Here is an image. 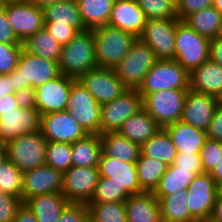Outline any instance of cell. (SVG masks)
Segmentation results:
<instances>
[{"label":"cell","mask_w":222,"mask_h":222,"mask_svg":"<svg viewBox=\"0 0 222 222\" xmlns=\"http://www.w3.org/2000/svg\"><path fill=\"white\" fill-rule=\"evenodd\" d=\"M60 74L78 79L83 73L97 68L93 29L79 31L63 45L58 62Z\"/></svg>","instance_id":"6da1fadb"},{"label":"cell","mask_w":222,"mask_h":222,"mask_svg":"<svg viewBox=\"0 0 222 222\" xmlns=\"http://www.w3.org/2000/svg\"><path fill=\"white\" fill-rule=\"evenodd\" d=\"M97 67L114 69L127 55L136 37L109 25L93 29Z\"/></svg>","instance_id":"7a4b0ae2"},{"label":"cell","mask_w":222,"mask_h":222,"mask_svg":"<svg viewBox=\"0 0 222 222\" xmlns=\"http://www.w3.org/2000/svg\"><path fill=\"white\" fill-rule=\"evenodd\" d=\"M13 89L37 88L60 75L59 65L22 50L17 67L10 73Z\"/></svg>","instance_id":"3957f363"},{"label":"cell","mask_w":222,"mask_h":222,"mask_svg":"<svg viewBox=\"0 0 222 222\" xmlns=\"http://www.w3.org/2000/svg\"><path fill=\"white\" fill-rule=\"evenodd\" d=\"M169 89H190V73L175 60H158L137 90L140 95H148Z\"/></svg>","instance_id":"277c9868"},{"label":"cell","mask_w":222,"mask_h":222,"mask_svg":"<svg viewBox=\"0 0 222 222\" xmlns=\"http://www.w3.org/2000/svg\"><path fill=\"white\" fill-rule=\"evenodd\" d=\"M157 61L154 51L137 38L114 71L128 89H138L147 72Z\"/></svg>","instance_id":"5b68a950"},{"label":"cell","mask_w":222,"mask_h":222,"mask_svg":"<svg viewBox=\"0 0 222 222\" xmlns=\"http://www.w3.org/2000/svg\"><path fill=\"white\" fill-rule=\"evenodd\" d=\"M209 44L210 39L179 21L176 25L174 60L190 73L209 59Z\"/></svg>","instance_id":"8992f818"},{"label":"cell","mask_w":222,"mask_h":222,"mask_svg":"<svg viewBox=\"0 0 222 222\" xmlns=\"http://www.w3.org/2000/svg\"><path fill=\"white\" fill-rule=\"evenodd\" d=\"M188 90L169 89L142 96L143 109L164 128L181 121Z\"/></svg>","instance_id":"52a82bcc"},{"label":"cell","mask_w":222,"mask_h":222,"mask_svg":"<svg viewBox=\"0 0 222 222\" xmlns=\"http://www.w3.org/2000/svg\"><path fill=\"white\" fill-rule=\"evenodd\" d=\"M47 142L40 130L23 134L5 144L7 159L22 172L43 166Z\"/></svg>","instance_id":"ba28073f"},{"label":"cell","mask_w":222,"mask_h":222,"mask_svg":"<svg viewBox=\"0 0 222 222\" xmlns=\"http://www.w3.org/2000/svg\"><path fill=\"white\" fill-rule=\"evenodd\" d=\"M66 110L87 134H99L101 105L78 80L72 83Z\"/></svg>","instance_id":"9c48e42d"},{"label":"cell","mask_w":222,"mask_h":222,"mask_svg":"<svg viewBox=\"0 0 222 222\" xmlns=\"http://www.w3.org/2000/svg\"><path fill=\"white\" fill-rule=\"evenodd\" d=\"M137 89H127L116 99L101 105L99 135L118 132L123 123L143 108Z\"/></svg>","instance_id":"30bf717a"},{"label":"cell","mask_w":222,"mask_h":222,"mask_svg":"<svg viewBox=\"0 0 222 222\" xmlns=\"http://www.w3.org/2000/svg\"><path fill=\"white\" fill-rule=\"evenodd\" d=\"M2 6L15 35L21 42L44 27L41 7L27 0H5Z\"/></svg>","instance_id":"8fae6325"},{"label":"cell","mask_w":222,"mask_h":222,"mask_svg":"<svg viewBox=\"0 0 222 222\" xmlns=\"http://www.w3.org/2000/svg\"><path fill=\"white\" fill-rule=\"evenodd\" d=\"M180 20L149 19L139 39L147 44L158 60H174L176 25Z\"/></svg>","instance_id":"7c38bea8"},{"label":"cell","mask_w":222,"mask_h":222,"mask_svg":"<svg viewBox=\"0 0 222 222\" xmlns=\"http://www.w3.org/2000/svg\"><path fill=\"white\" fill-rule=\"evenodd\" d=\"M220 190L210 173L204 172L194 177L187 188V205L196 221L210 220Z\"/></svg>","instance_id":"4fadbf2b"},{"label":"cell","mask_w":222,"mask_h":222,"mask_svg":"<svg viewBox=\"0 0 222 222\" xmlns=\"http://www.w3.org/2000/svg\"><path fill=\"white\" fill-rule=\"evenodd\" d=\"M98 179L97 167L71 166L63 173L62 194L69 203L88 204L95 192Z\"/></svg>","instance_id":"5bb4252c"},{"label":"cell","mask_w":222,"mask_h":222,"mask_svg":"<svg viewBox=\"0 0 222 222\" xmlns=\"http://www.w3.org/2000/svg\"><path fill=\"white\" fill-rule=\"evenodd\" d=\"M77 80L100 105L116 99L128 89L112 68L97 67L83 73Z\"/></svg>","instance_id":"9a60e30c"},{"label":"cell","mask_w":222,"mask_h":222,"mask_svg":"<svg viewBox=\"0 0 222 222\" xmlns=\"http://www.w3.org/2000/svg\"><path fill=\"white\" fill-rule=\"evenodd\" d=\"M40 131L47 141L70 144L87 135L68 110L41 115Z\"/></svg>","instance_id":"2e32d148"},{"label":"cell","mask_w":222,"mask_h":222,"mask_svg":"<svg viewBox=\"0 0 222 222\" xmlns=\"http://www.w3.org/2000/svg\"><path fill=\"white\" fill-rule=\"evenodd\" d=\"M76 79L60 74L35 88V108L41 115L66 110L72 83Z\"/></svg>","instance_id":"e0dca14e"},{"label":"cell","mask_w":222,"mask_h":222,"mask_svg":"<svg viewBox=\"0 0 222 222\" xmlns=\"http://www.w3.org/2000/svg\"><path fill=\"white\" fill-rule=\"evenodd\" d=\"M41 114L36 108H17L14 112L0 113V144L23 134L40 130Z\"/></svg>","instance_id":"ac0fdd59"},{"label":"cell","mask_w":222,"mask_h":222,"mask_svg":"<svg viewBox=\"0 0 222 222\" xmlns=\"http://www.w3.org/2000/svg\"><path fill=\"white\" fill-rule=\"evenodd\" d=\"M63 173L53 167L43 165L23 172V203L41 194L62 193Z\"/></svg>","instance_id":"d6986e66"},{"label":"cell","mask_w":222,"mask_h":222,"mask_svg":"<svg viewBox=\"0 0 222 222\" xmlns=\"http://www.w3.org/2000/svg\"><path fill=\"white\" fill-rule=\"evenodd\" d=\"M216 108L215 96L189 89L185 98L181 121L207 131Z\"/></svg>","instance_id":"ffe728a7"},{"label":"cell","mask_w":222,"mask_h":222,"mask_svg":"<svg viewBox=\"0 0 222 222\" xmlns=\"http://www.w3.org/2000/svg\"><path fill=\"white\" fill-rule=\"evenodd\" d=\"M97 168L99 177L113 179V182L124 187L131 195L143 192L138 181L135 163L121 161L102 152Z\"/></svg>","instance_id":"44dd1931"},{"label":"cell","mask_w":222,"mask_h":222,"mask_svg":"<svg viewBox=\"0 0 222 222\" xmlns=\"http://www.w3.org/2000/svg\"><path fill=\"white\" fill-rule=\"evenodd\" d=\"M147 18L136 0H115L108 25L139 38Z\"/></svg>","instance_id":"7402d4cb"},{"label":"cell","mask_w":222,"mask_h":222,"mask_svg":"<svg viewBox=\"0 0 222 222\" xmlns=\"http://www.w3.org/2000/svg\"><path fill=\"white\" fill-rule=\"evenodd\" d=\"M125 209L127 222H162L159 199L153 192L130 195Z\"/></svg>","instance_id":"603a6c76"},{"label":"cell","mask_w":222,"mask_h":222,"mask_svg":"<svg viewBox=\"0 0 222 222\" xmlns=\"http://www.w3.org/2000/svg\"><path fill=\"white\" fill-rule=\"evenodd\" d=\"M171 137L177 153H200L207 139L206 131L182 121L164 127Z\"/></svg>","instance_id":"cb8c5ba5"},{"label":"cell","mask_w":222,"mask_h":222,"mask_svg":"<svg viewBox=\"0 0 222 222\" xmlns=\"http://www.w3.org/2000/svg\"><path fill=\"white\" fill-rule=\"evenodd\" d=\"M192 91L216 96L222 90V68L211 59L190 72Z\"/></svg>","instance_id":"d4e9b609"},{"label":"cell","mask_w":222,"mask_h":222,"mask_svg":"<svg viewBox=\"0 0 222 222\" xmlns=\"http://www.w3.org/2000/svg\"><path fill=\"white\" fill-rule=\"evenodd\" d=\"M68 203L62 193L41 194L24 202L38 222H57Z\"/></svg>","instance_id":"484cf974"},{"label":"cell","mask_w":222,"mask_h":222,"mask_svg":"<svg viewBox=\"0 0 222 222\" xmlns=\"http://www.w3.org/2000/svg\"><path fill=\"white\" fill-rule=\"evenodd\" d=\"M160 129L156 121L142 108L123 123L118 133L141 146Z\"/></svg>","instance_id":"4316f807"},{"label":"cell","mask_w":222,"mask_h":222,"mask_svg":"<svg viewBox=\"0 0 222 222\" xmlns=\"http://www.w3.org/2000/svg\"><path fill=\"white\" fill-rule=\"evenodd\" d=\"M44 23L70 25L85 30L76 0H62L43 8Z\"/></svg>","instance_id":"83f0119b"},{"label":"cell","mask_w":222,"mask_h":222,"mask_svg":"<svg viewBox=\"0 0 222 222\" xmlns=\"http://www.w3.org/2000/svg\"><path fill=\"white\" fill-rule=\"evenodd\" d=\"M102 152L121 161L136 163L140 156V145L130 141L118 132L100 135Z\"/></svg>","instance_id":"f1b7e54d"},{"label":"cell","mask_w":222,"mask_h":222,"mask_svg":"<svg viewBox=\"0 0 222 222\" xmlns=\"http://www.w3.org/2000/svg\"><path fill=\"white\" fill-rule=\"evenodd\" d=\"M102 154L99 134H87L71 144L72 166L97 167Z\"/></svg>","instance_id":"f546056e"},{"label":"cell","mask_w":222,"mask_h":222,"mask_svg":"<svg viewBox=\"0 0 222 222\" xmlns=\"http://www.w3.org/2000/svg\"><path fill=\"white\" fill-rule=\"evenodd\" d=\"M115 0H76L83 25L95 29L108 25Z\"/></svg>","instance_id":"4dcf8cb0"},{"label":"cell","mask_w":222,"mask_h":222,"mask_svg":"<svg viewBox=\"0 0 222 222\" xmlns=\"http://www.w3.org/2000/svg\"><path fill=\"white\" fill-rule=\"evenodd\" d=\"M183 22L197 34L213 39L220 35L222 14L214 6H211L190 14Z\"/></svg>","instance_id":"1f68e13d"},{"label":"cell","mask_w":222,"mask_h":222,"mask_svg":"<svg viewBox=\"0 0 222 222\" xmlns=\"http://www.w3.org/2000/svg\"><path fill=\"white\" fill-rule=\"evenodd\" d=\"M22 45L23 49L30 54L59 62L62 46L44 27L26 38Z\"/></svg>","instance_id":"d6a6232c"},{"label":"cell","mask_w":222,"mask_h":222,"mask_svg":"<svg viewBox=\"0 0 222 222\" xmlns=\"http://www.w3.org/2000/svg\"><path fill=\"white\" fill-rule=\"evenodd\" d=\"M162 222H193L196 221L187 205V190H179L159 199Z\"/></svg>","instance_id":"836d02e7"},{"label":"cell","mask_w":222,"mask_h":222,"mask_svg":"<svg viewBox=\"0 0 222 222\" xmlns=\"http://www.w3.org/2000/svg\"><path fill=\"white\" fill-rule=\"evenodd\" d=\"M140 153L143 156L158 159L169 166L173 164L177 154L174 143L164 128L140 146Z\"/></svg>","instance_id":"e575fe53"},{"label":"cell","mask_w":222,"mask_h":222,"mask_svg":"<svg viewBox=\"0 0 222 222\" xmlns=\"http://www.w3.org/2000/svg\"><path fill=\"white\" fill-rule=\"evenodd\" d=\"M135 164L138 181L143 192H154L169 166L158 159L143 156L141 153Z\"/></svg>","instance_id":"d590c367"},{"label":"cell","mask_w":222,"mask_h":222,"mask_svg":"<svg viewBox=\"0 0 222 222\" xmlns=\"http://www.w3.org/2000/svg\"><path fill=\"white\" fill-rule=\"evenodd\" d=\"M196 175L192 170H177L172 164L168 166L153 194L161 199L164 196L171 195L179 190H187L188 185L194 180Z\"/></svg>","instance_id":"8d00e7d4"},{"label":"cell","mask_w":222,"mask_h":222,"mask_svg":"<svg viewBox=\"0 0 222 222\" xmlns=\"http://www.w3.org/2000/svg\"><path fill=\"white\" fill-rule=\"evenodd\" d=\"M90 222H127L125 202L88 203Z\"/></svg>","instance_id":"74e56055"},{"label":"cell","mask_w":222,"mask_h":222,"mask_svg":"<svg viewBox=\"0 0 222 222\" xmlns=\"http://www.w3.org/2000/svg\"><path fill=\"white\" fill-rule=\"evenodd\" d=\"M23 172L10 160L0 166V191L22 200Z\"/></svg>","instance_id":"f35d334b"},{"label":"cell","mask_w":222,"mask_h":222,"mask_svg":"<svg viewBox=\"0 0 222 222\" xmlns=\"http://www.w3.org/2000/svg\"><path fill=\"white\" fill-rule=\"evenodd\" d=\"M131 194L113 182V179L99 177L95 192L89 203L125 202Z\"/></svg>","instance_id":"ab89813d"},{"label":"cell","mask_w":222,"mask_h":222,"mask_svg":"<svg viewBox=\"0 0 222 222\" xmlns=\"http://www.w3.org/2000/svg\"><path fill=\"white\" fill-rule=\"evenodd\" d=\"M45 165L62 173L72 166L71 144L66 142L48 141L45 152Z\"/></svg>","instance_id":"60d3db41"},{"label":"cell","mask_w":222,"mask_h":222,"mask_svg":"<svg viewBox=\"0 0 222 222\" xmlns=\"http://www.w3.org/2000/svg\"><path fill=\"white\" fill-rule=\"evenodd\" d=\"M149 19L176 18L175 6L168 0H136Z\"/></svg>","instance_id":"b9f144b4"},{"label":"cell","mask_w":222,"mask_h":222,"mask_svg":"<svg viewBox=\"0 0 222 222\" xmlns=\"http://www.w3.org/2000/svg\"><path fill=\"white\" fill-rule=\"evenodd\" d=\"M200 158L203 171L210 173L222 158V141L207 138L200 150Z\"/></svg>","instance_id":"7bdbcfd3"},{"label":"cell","mask_w":222,"mask_h":222,"mask_svg":"<svg viewBox=\"0 0 222 222\" xmlns=\"http://www.w3.org/2000/svg\"><path fill=\"white\" fill-rule=\"evenodd\" d=\"M22 44L0 43V74H9L17 67Z\"/></svg>","instance_id":"ee69618b"},{"label":"cell","mask_w":222,"mask_h":222,"mask_svg":"<svg viewBox=\"0 0 222 222\" xmlns=\"http://www.w3.org/2000/svg\"><path fill=\"white\" fill-rule=\"evenodd\" d=\"M57 222H90L87 204L68 203L62 210Z\"/></svg>","instance_id":"f6af8a7d"},{"label":"cell","mask_w":222,"mask_h":222,"mask_svg":"<svg viewBox=\"0 0 222 222\" xmlns=\"http://www.w3.org/2000/svg\"><path fill=\"white\" fill-rule=\"evenodd\" d=\"M22 204L20 198L0 191V222H13Z\"/></svg>","instance_id":"bcb514c9"},{"label":"cell","mask_w":222,"mask_h":222,"mask_svg":"<svg viewBox=\"0 0 222 222\" xmlns=\"http://www.w3.org/2000/svg\"><path fill=\"white\" fill-rule=\"evenodd\" d=\"M173 164L177 170H192L195 175L204 173L200 153H177Z\"/></svg>","instance_id":"7dc6e473"},{"label":"cell","mask_w":222,"mask_h":222,"mask_svg":"<svg viewBox=\"0 0 222 222\" xmlns=\"http://www.w3.org/2000/svg\"><path fill=\"white\" fill-rule=\"evenodd\" d=\"M213 6V0H179L175 6L176 17L183 21L192 13Z\"/></svg>","instance_id":"c3c4849f"},{"label":"cell","mask_w":222,"mask_h":222,"mask_svg":"<svg viewBox=\"0 0 222 222\" xmlns=\"http://www.w3.org/2000/svg\"><path fill=\"white\" fill-rule=\"evenodd\" d=\"M44 28L59 42L61 46L67 45L79 32L70 25L44 23Z\"/></svg>","instance_id":"681fc988"},{"label":"cell","mask_w":222,"mask_h":222,"mask_svg":"<svg viewBox=\"0 0 222 222\" xmlns=\"http://www.w3.org/2000/svg\"><path fill=\"white\" fill-rule=\"evenodd\" d=\"M0 43L22 44L15 35L3 6L0 7Z\"/></svg>","instance_id":"f907efd6"},{"label":"cell","mask_w":222,"mask_h":222,"mask_svg":"<svg viewBox=\"0 0 222 222\" xmlns=\"http://www.w3.org/2000/svg\"><path fill=\"white\" fill-rule=\"evenodd\" d=\"M206 134L208 139L222 141V107L217 106Z\"/></svg>","instance_id":"816d5d0a"},{"label":"cell","mask_w":222,"mask_h":222,"mask_svg":"<svg viewBox=\"0 0 222 222\" xmlns=\"http://www.w3.org/2000/svg\"><path fill=\"white\" fill-rule=\"evenodd\" d=\"M16 102L19 108H35V88L26 87L16 91Z\"/></svg>","instance_id":"f5cc1de1"},{"label":"cell","mask_w":222,"mask_h":222,"mask_svg":"<svg viewBox=\"0 0 222 222\" xmlns=\"http://www.w3.org/2000/svg\"><path fill=\"white\" fill-rule=\"evenodd\" d=\"M209 59L218 63L222 68V36L219 35L210 39L209 44Z\"/></svg>","instance_id":"db71d44e"},{"label":"cell","mask_w":222,"mask_h":222,"mask_svg":"<svg viewBox=\"0 0 222 222\" xmlns=\"http://www.w3.org/2000/svg\"><path fill=\"white\" fill-rule=\"evenodd\" d=\"M18 108L15 94H7L0 97V113L14 112Z\"/></svg>","instance_id":"11a10c76"},{"label":"cell","mask_w":222,"mask_h":222,"mask_svg":"<svg viewBox=\"0 0 222 222\" xmlns=\"http://www.w3.org/2000/svg\"><path fill=\"white\" fill-rule=\"evenodd\" d=\"M13 222H38L35 215L30 209L23 203L17 210L16 216Z\"/></svg>","instance_id":"9f6ffc18"},{"label":"cell","mask_w":222,"mask_h":222,"mask_svg":"<svg viewBox=\"0 0 222 222\" xmlns=\"http://www.w3.org/2000/svg\"><path fill=\"white\" fill-rule=\"evenodd\" d=\"M13 83L10 74H0V97L14 94Z\"/></svg>","instance_id":"6f0895ef"},{"label":"cell","mask_w":222,"mask_h":222,"mask_svg":"<svg viewBox=\"0 0 222 222\" xmlns=\"http://www.w3.org/2000/svg\"><path fill=\"white\" fill-rule=\"evenodd\" d=\"M209 221L222 222V189L218 192Z\"/></svg>","instance_id":"680465c9"},{"label":"cell","mask_w":222,"mask_h":222,"mask_svg":"<svg viewBox=\"0 0 222 222\" xmlns=\"http://www.w3.org/2000/svg\"><path fill=\"white\" fill-rule=\"evenodd\" d=\"M215 184L222 189V158L210 172Z\"/></svg>","instance_id":"91938a15"},{"label":"cell","mask_w":222,"mask_h":222,"mask_svg":"<svg viewBox=\"0 0 222 222\" xmlns=\"http://www.w3.org/2000/svg\"><path fill=\"white\" fill-rule=\"evenodd\" d=\"M27 1H29L30 3H32L38 7L43 8L46 5L53 4V3H56V2L62 1V0H27Z\"/></svg>","instance_id":"94428289"},{"label":"cell","mask_w":222,"mask_h":222,"mask_svg":"<svg viewBox=\"0 0 222 222\" xmlns=\"http://www.w3.org/2000/svg\"><path fill=\"white\" fill-rule=\"evenodd\" d=\"M7 159V150L5 144H0V166Z\"/></svg>","instance_id":"6125c7cd"},{"label":"cell","mask_w":222,"mask_h":222,"mask_svg":"<svg viewBox=\"0 0 222 222\" xmlns=\"http://www.w3.org/2000/svg\"><path fill=\"white\" fill-rule=\"evenodd\" d=\"M213 6L222 14V0H213Z\"/></svg>","instance_id":"be15d7a7"},{"label":"cell","mask_w":222,"mask_h":222,"mask_svg":"<svg viewBox=\"0 0 222 222\" xmlns=\"http://www.w3.org/2000/svg\"><path fill=\"white\" fill-rule=\"evenodd\" d=\"M218 107H222V90L215 96Z\"/></svg>","instance_id":"e7e4bbea"},{"label":"cell","mask_w":222,"mask_h":222,"mask_svg":"<svg viewBox=\"0 0 222 222\" xmlns=\"http://www.w3.org/2000/svg\"><path fill=\"white\" fill-rule=\"evenodd\" d=\"M168 1L171 2L174 6H176L179 0H168Z\"/></svg>","instance_id":"03108f58"},{"label":"cell","mask_w":222,"mask_h":222,"mask_svg":"<svg viewBox=\"0 0 222 222\" xmlns=\"http://www.w3.org/2000/svg\"><path fill=\"white\" fill-rule=\"evenodd\" d=\"M193 222H210L209 220H197V221H193Z\"/></svg>","instance_id":"003e7915"},{"label":"cell","mask_w":222,"mask_h":222,"mask_svg":"<svg viewBox=\"0 0 222 222\" xmlns=\"http://www.w3.org/2000/svg\"><path fill=\"white\" fill-rule=\"evenodd\" d=\"M5 0H0V7L3 5Z\"/></svg>","instance_id":"a7ac6f4b"},{"label":"cell","mask_w":222,"mask_h":222,"mask_svg":"<svg viewBox=\"0 0 222 222\" xmlns=\"http://www.w3.org/2000/svg\"><path fill=\"white\" fill-rule=\"evenodd\" d=\"M220 35L222 36V24H221V30H220Z\"/></svg>","instance_id":"89a4df30"}]
</instances>
